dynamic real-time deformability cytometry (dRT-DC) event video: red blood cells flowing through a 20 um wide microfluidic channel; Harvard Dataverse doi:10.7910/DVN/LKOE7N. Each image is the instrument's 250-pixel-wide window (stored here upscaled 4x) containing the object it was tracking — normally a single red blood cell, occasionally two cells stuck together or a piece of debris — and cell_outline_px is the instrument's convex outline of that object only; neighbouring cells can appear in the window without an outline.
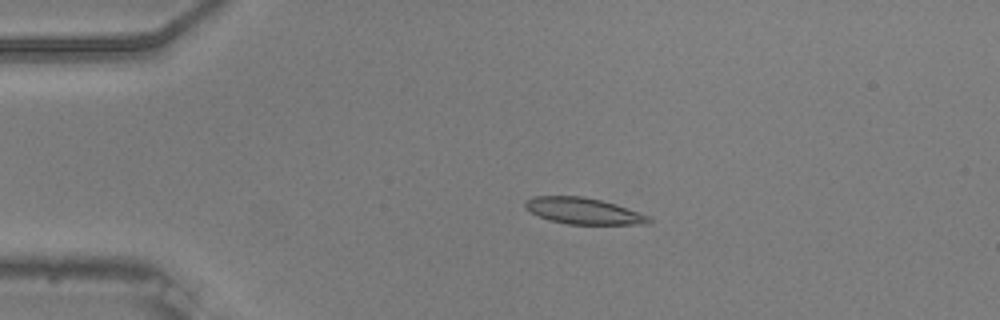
{"species": "common noctule bat (a hibernating species)", "species_latin": "Nyctalus noctula", "temperature_condition": "warm", "stored_images_in_passage": 55, "camera_frame_rate_fps": 3000, "um_per_image_px": 0.085, "animal": {"sex": "male", "body_mass_g": 20.5, "forearm_length_mm": 52.5}, "frame": {"image": 1, "passage_image": 12, "time_ms": 3.667, "image_size_px": [1000, 320], "cell_outline_px": [[652, 224], [568, 224], [548, 220], [524, 208], [524, 200], [532, 196], [584, 196], [616, 204], [652, 216]], "centroid_in_image_um": [49.62, 17.93], "position_along_channel_um": 35.4, "area_um2": 19.19}}
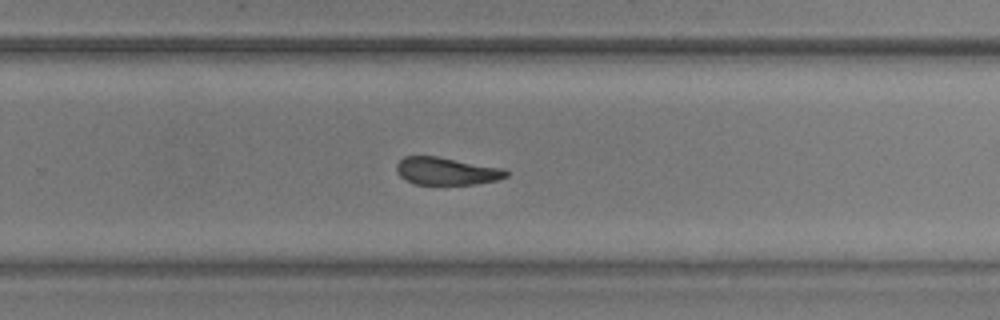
{"frame": {"image": 2, "passage_image": 36, "time_ms": 11.667, "image_size_px": [1000, 320], "cell_outline_px": [[508, 176], [496, 180], [476, 184], [416, 184], [400, 176], [396, 172], [396, 164], [404, 156], [436, 156], [504, 168], [508, 172]], "centroid_in_image_um": [37.95, 14.54], "position_along_channel_um": 291.8, "area_um2": 17.51}}
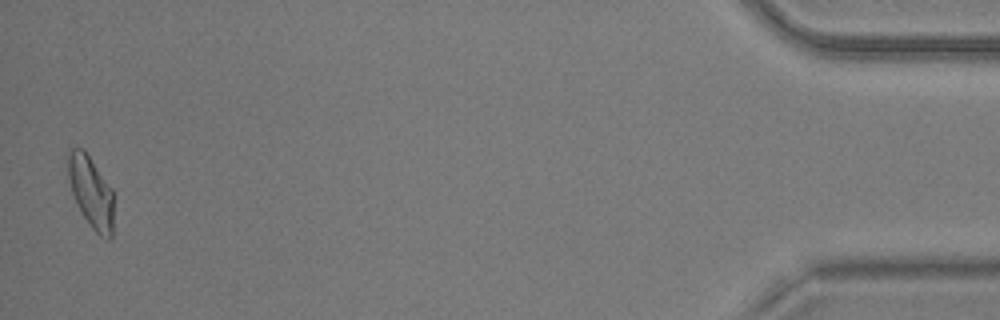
{"frame": {"image": 3, "passage_image": 54, "time_ms": 17.667, "image_size_px": [1000, 320], "cell_outline_px": [[112, 236], [108, 240], [104, 240], [92, 228], [80, 212], [72, 192], [68, 176], [68, 152], [72, 148], [84, 148], [112, 188]], "centroid_in_image_um": [7.73, 16.32], "position_along_channel_um": 427.5, "area_um2": 19.02}, "authors_computed_cell_mechanics": {"area_um2": 18.8428, "velocity_mm_per_s": 3.7232, "shape_relaxation_time_tau1_ms": null, "shape_relaxation_time_tau2_ms": 4.8714, "deformation_change_tau1": null, "deformation_change_tau2": 0.1368}}